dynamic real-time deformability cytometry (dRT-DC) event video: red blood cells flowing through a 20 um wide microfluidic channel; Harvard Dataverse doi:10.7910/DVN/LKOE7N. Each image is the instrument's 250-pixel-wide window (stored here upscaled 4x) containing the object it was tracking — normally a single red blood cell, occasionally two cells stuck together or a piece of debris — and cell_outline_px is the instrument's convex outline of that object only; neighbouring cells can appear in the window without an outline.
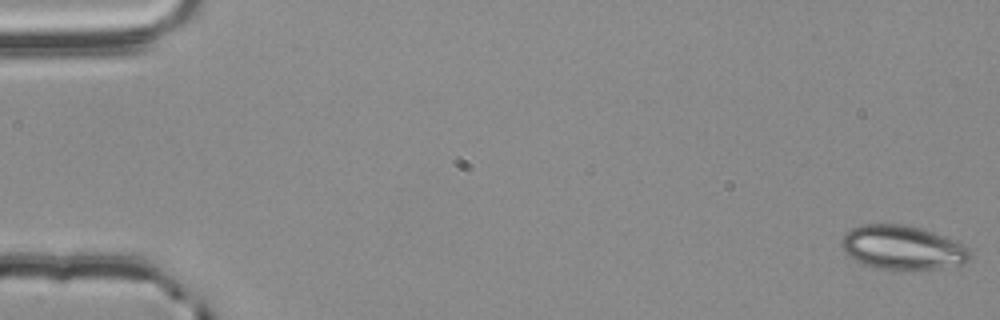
{"species": "common noctule bat (a hibernating species)", "species_latin": "Nyctalus noctula", "temperature_condition": "room temperature", "stored_images_in_passage": 57, "camera_frame_rate_fps": 3000, "um_per_image_px": 0.085, "animal": {"sex": "male", "body_mass_g": 20.4}, "frame": {"image": 1, "passage_image": 1, "time_ms": 0.0, "image_size_px": [1000, 320], "cell_outline_px": [[972, 260], [964, 264], [936, 268], [876, 268], [864, 264], [856, 260], [844, 252], [840, 244], [844, 232], [852, 228], [864, 224], [900, 224], [920, 228], [932, 232], [952, 240], [968, 248], [972, 252]], "centroid_in_image_um": [76.7, 21.03], "position_along_channel_um": 8.3, "area_um2": 32.54}}
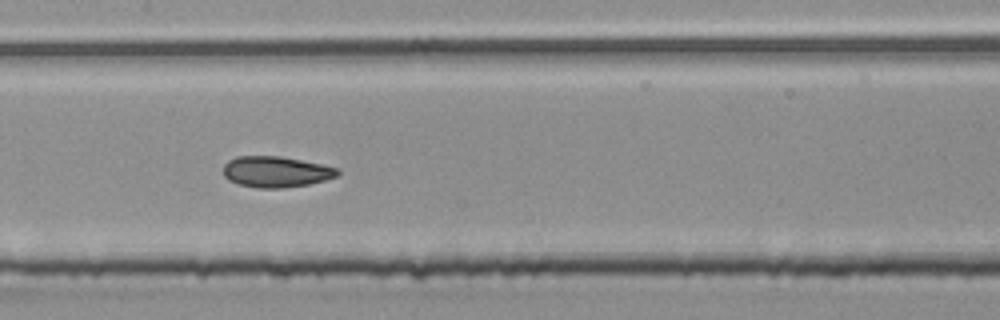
{"frame": {"image": 2, "passage_image": 28, "time_ms": 9.0, "image_size_px": [1000, 320], "cell_outline_px": [[340, 176], [308, 184], [284, 188], [260, 188], [240, 184], [228, 180], [224, 176], [224, 164], [228, 160], [236, 156], [280, 156], [324, 164], [340, 168]], "centroid_in_image_um": [23.5, 14.59], "position_along_channel_um": 183.9, "area_um2": 20.81}}
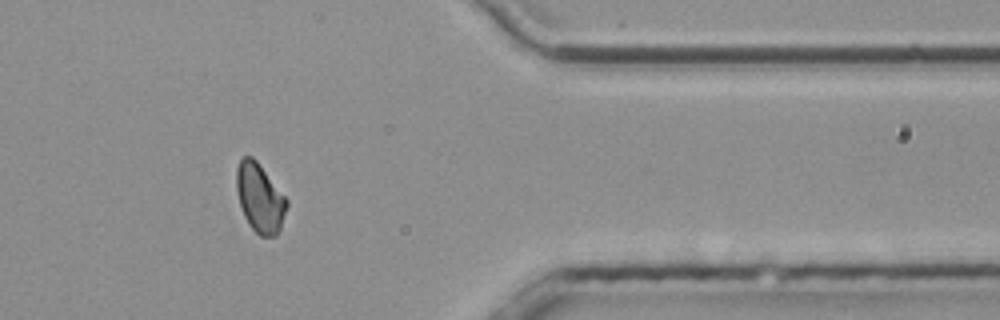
{"frame": {"image": 3, "passage_image": 46, "time_ms": 15.0, "image_size_px": [1000, 320], "cell_outline_px": [[288, 204], [280, 228], [276, 236], [260, 236], [248, 224], [244, 216], [240, 204], [236, 188], [236, 168], [240, 160], [244, 156], [252, 156], [256, 160], [288, 200]], "centroid_in_image_um": [22.08, 16.82], "position_along_channel_um": 389.3, "area_um2": 20.0}, "authors_computed_cell_mechanics": {"area_um2": 20.5768, "velocity_mm_per_s": 3.7725, "shape_relaxation_time_tau1_ms": null, "shape_relaxation_time_tau2_ms": 1.5329, "deformation_change_tau1": null, "deformation_change_tau2": 0.0659}}